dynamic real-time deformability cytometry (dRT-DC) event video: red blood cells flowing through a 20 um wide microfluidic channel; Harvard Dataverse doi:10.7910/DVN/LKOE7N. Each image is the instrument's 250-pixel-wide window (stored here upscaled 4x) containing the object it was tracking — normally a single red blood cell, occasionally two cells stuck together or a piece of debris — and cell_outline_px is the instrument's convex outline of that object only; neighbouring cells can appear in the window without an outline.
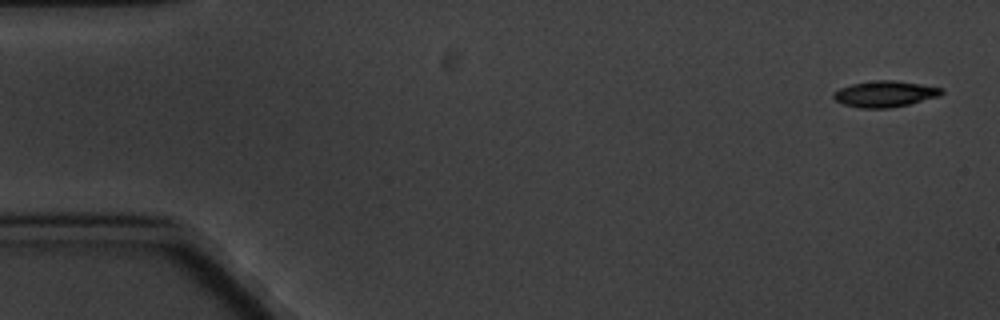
{"species": "common noctule bat (a hibernating species)", "species_latin": "Nyctalus noctula", "temperature_condition": "cold", "stored_images_in_passage": 5, "camera_frame_rate_fps": 3000, "um_per_image_px": 0.085, "animal": {"sex": "male", "body_mass_g": 20.1, "forearm_length_mm": 53.5}, "frame": {"image": 1, "passage_image": 1, "time_ms": 0.0, "image_size_px": [1000, 320], "cell_outline_px": [[944, 92], [940, 96], [908, 104], [888, 108], [860, 108], [844, 104], [836, 100], [832, 96], [832, 92], [840, 88], [852, 84], [876, 80], [896, 80], [944, 88]], "centroid_in_image_um": [75.22, 7.98], "position_along_channel_um": 9.8, "area_um2": 16.42}}